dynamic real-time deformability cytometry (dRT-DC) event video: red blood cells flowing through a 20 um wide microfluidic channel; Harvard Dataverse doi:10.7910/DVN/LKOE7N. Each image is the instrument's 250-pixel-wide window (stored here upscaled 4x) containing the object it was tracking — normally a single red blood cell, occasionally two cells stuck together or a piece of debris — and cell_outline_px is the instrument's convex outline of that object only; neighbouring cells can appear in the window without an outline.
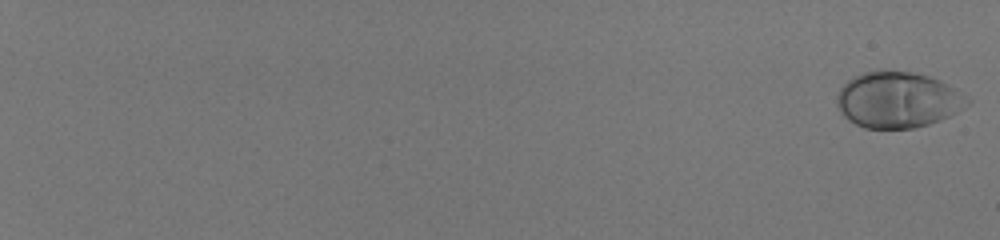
{"species": "human", "species_latin": "Homo sapiens", "temperature_condition": "room temperature", "stored_images_in_passage": 58, "camera_frame_rate_fps": 3000, "um_per_image_px": 0.085, "donor": {"sex": "male"}, "frame": {"image": 1, "passage_image": 1, "time_ms": 0.0, "image_size_px": [1000, 240], "cell_outline_px": [[972, 100], [964, 108], [940, 120], [916, 128], [864, 128], [848, 120], [844, 116], [836, 104], [836, 96], [840, 88], [852, 76], [864, 72], [912, 72], [928, 76], [940, 80], [956, 88], [968, 96]], "centroid_in_image_um": [76.32, 8.5], "position_along_channel_um": 8.7, "area_um2": 42.48}}
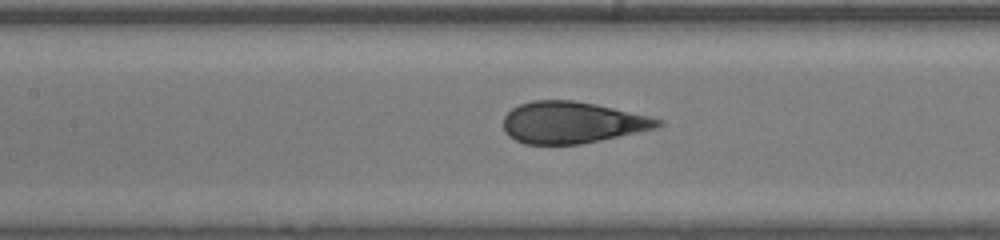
{"frame": {"image": 2, "passage_image": 34, "time_ms": 11.0, "image_size_px": [1000, 240], "cell_outline_px": [[664, 124], [656, 128], [600, 140], [580, 144], [524, 144], [508, 136], [504, 132], [504, 116], [512, 108], [520, 104], [532, 100], [572, 100], [596, 104], [648, 116], [664, 120]], "centroid_in_image_um": [48.61, 10.41], "position_along_channel_um": 158.8, "area_um2": 37.34}}
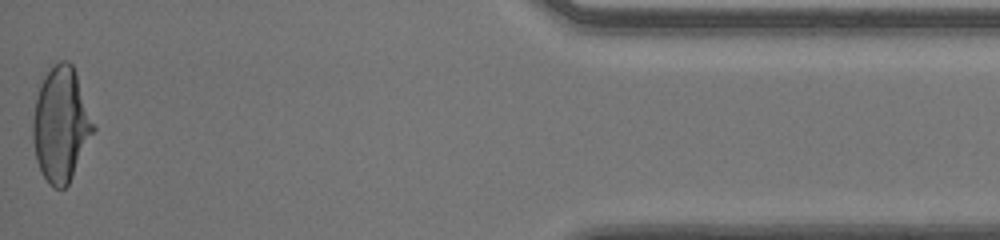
{"frame": {"image": 3, "passage_image": 58, "time_ms": 19.0, "image_size_px": [1000, 240], "cell_outline_px": [[96, 128], [68, 184], [64, 188], [52, 188], [48, 184], [36, 160], [32, 140], [32, 120], [36, 100], [40, 84], [44, 76], [60, 60], [68, 60], [72, 64], [76, 72]], "centroid_in_image_um": [5.17, 10.59], "position_along_channel_um": 430.0, "area_um2": 40.17}, "authors_computed_cell_mechanics": {"area_um2": 38.7838, "velocity_mm_per_s": 4.0487, "shape_relaxation_time_tau1_ms": 5.1184, "shape_relaxation_time_tau2_ms": null, "deformation_change_tau1": 0.2198, "deformation_change_tau2": null}}